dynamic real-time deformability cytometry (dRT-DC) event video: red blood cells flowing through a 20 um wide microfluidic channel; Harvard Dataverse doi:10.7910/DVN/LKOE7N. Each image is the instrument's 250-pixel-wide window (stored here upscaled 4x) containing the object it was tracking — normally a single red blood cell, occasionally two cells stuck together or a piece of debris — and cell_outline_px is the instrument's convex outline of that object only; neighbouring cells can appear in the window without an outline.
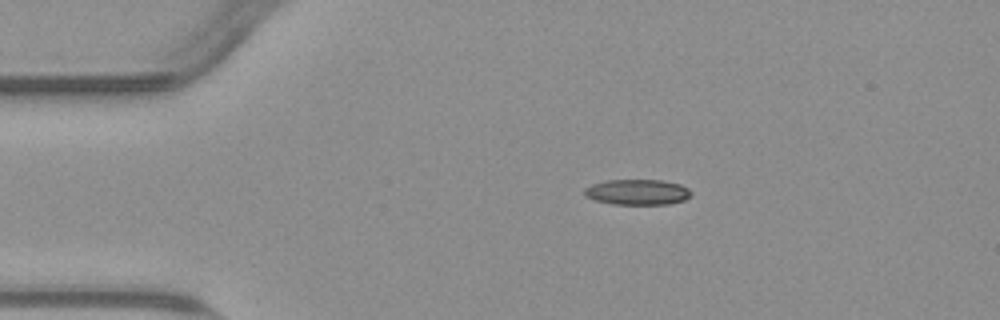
{"species": "common noctule bat (a hibernating species)", "species_latin": "Nyctalus noctula", "temperature_condition": "warm", "stored_images_in_passage": 45, "camera_frame_rate_fps": 3000, "um_per_image_px": 0.085, "animal": {"sex": "male", "body_mass_g": 23.1, "forearm_length_mm": 52.7}, "frame": {"image": 1, "passage_image": 1, "time_ms": 0.0, "image_size_px": [1000, 320], "cell_outline_px": [[692, 196], [684, 200], [668, 204], [612, 204], [596, 200], [584, 196], [584, 188], [592, 184], [608, 180], [664, 180], [680, 184], [688, 188], [692, 192]], "centroid_in_image_um": [54.2, 16.32], "position_along_channel_um": 30.8, "area_um2": 15.95}}
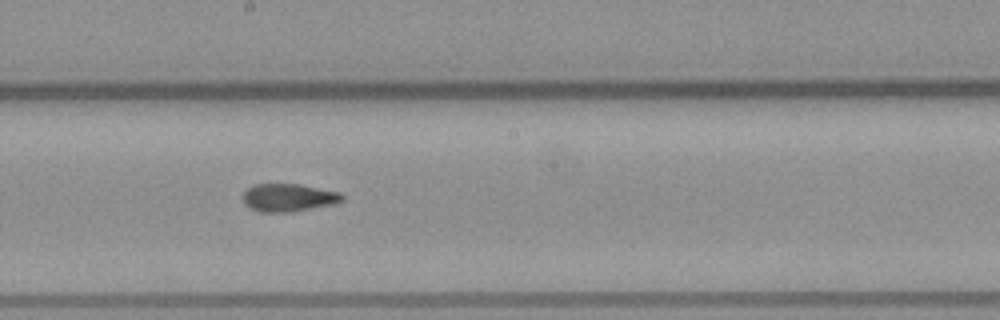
{"frame": {"image": 2, "passage_image": 20, "time_ms": 6.333, "image_size_px": [1000, 320], "cell_outline_px": [[344, 200], [332, 204], [288, 212], [260, 212], [244, 204], [244, 192], [248, 188], [256, 184], [296, 184], [340, 192], [344, 196]], "centroid_in_image_um": [24.52, 16.79], "position_along_channel_um": 223.7, "area_um2": 15.78}}
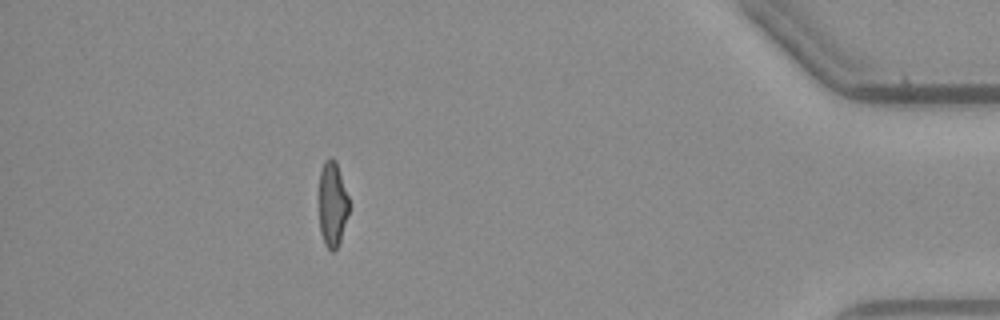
{"frame": {"image": 3, "passage_image": 39, "time_ms": 12.667, "image_size_px": [1000, 320], "cell_outline_px": [[348, 212], [340, 240], [336, 248], [332, 252], [324, 244], [320, 232], [320, 172], [324, 160], [332, 156], [336, 160], [348, 196]], "centroid_in_image_um": [28.25, 17.32], "position_along_channel_um": 407.0, "area_um2": 14.62}, "authors_computed_cell_mechanics": {"area_um2": 16.1262, "velocity_mm_per_s": 3.7883, "shape_relaxation_time_tau1_ms": null, "shape_relaxation_time_tau2_ms": 2.6842, "deformation_change_tau1": null, "deformation_change_tau2": 0.1024}}